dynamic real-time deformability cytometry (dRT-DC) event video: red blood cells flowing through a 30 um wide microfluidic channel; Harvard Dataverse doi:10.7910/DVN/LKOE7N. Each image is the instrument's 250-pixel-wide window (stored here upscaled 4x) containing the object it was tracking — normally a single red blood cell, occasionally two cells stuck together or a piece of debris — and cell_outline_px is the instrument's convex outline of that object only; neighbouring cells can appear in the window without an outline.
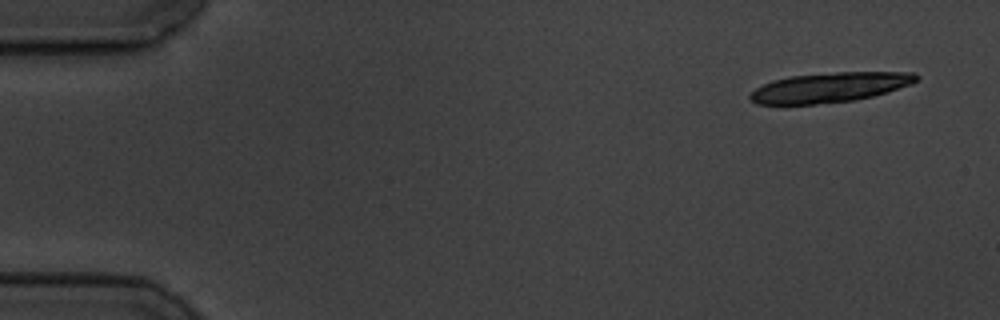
{"species": "common noctule bat (a hibernating species)", "species_latin": "Nyctalus noctula", "temperature_condition": "cold", "stored_images_in_passage": 6, "camera_frame_rate_fps": 3000, "um_per_image_px": 0.085, "animal": {"sex": "male", "body_mass_g": 19.5, "forearm_length_mm": 54.6}, "frame": {"image": 1, "passage_image": 1, "time_ms": 0.0, "image_size_px": [1000, 320], "cell_outline_px": [[920, 80], [912, 84], [888, 92], [856, 100], [784, 108], [756, 104], [748, 100], [748, 96], [756, 88], [772, 80], [788, 76], [836, 72], [916, 72], [920, 76]], "centroid_in_image_um": [70.45, 7.47], "position_along_channel_um": 14.6, "area_um2": 30.17}}
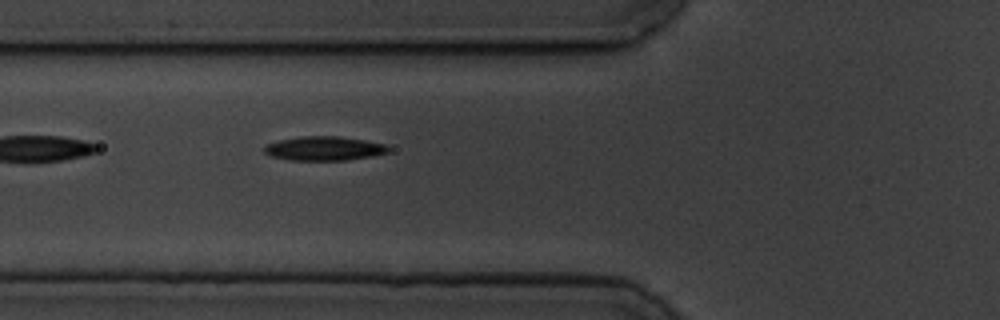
{"frame": {"image": 2, "passage_image": 6, "time_ms": 6.0, "image_size_px": [1000, 320], "cell_outline_px": [[388, 152], [372, 156], [348, 160], [288, 160], [272, 156], [264, 152], [264, 144], [280, 140], [300, 136], [340, 136], [388, 144]], "centroid_in_image_um": [27.54, 12.61], "position_along_channel_um": 98.3, "area_um2": 17.51}}